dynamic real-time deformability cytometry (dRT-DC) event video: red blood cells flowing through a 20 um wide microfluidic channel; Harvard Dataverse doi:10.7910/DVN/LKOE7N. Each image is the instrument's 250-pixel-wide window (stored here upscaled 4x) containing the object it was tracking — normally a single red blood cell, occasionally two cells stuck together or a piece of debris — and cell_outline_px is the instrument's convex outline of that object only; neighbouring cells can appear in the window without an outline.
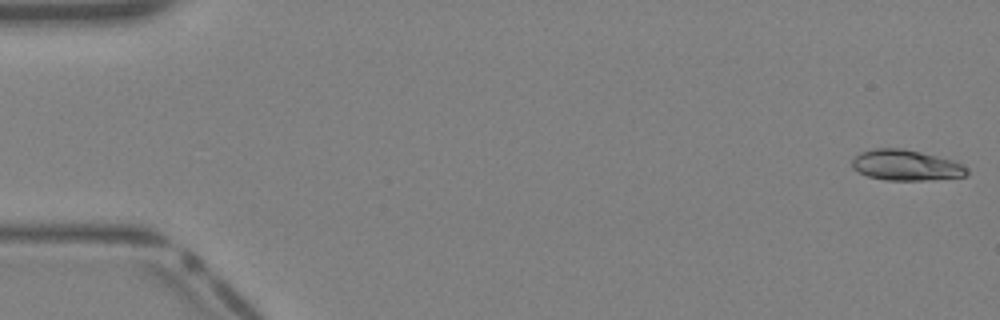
{"species": "Egyptian fruit bat (a non-hibernating species)", "species_latin": "Rousettus aegyptiacus", "temperature_condition": "warm", "stored_images_in_passage": 41, "camera_frame_rate_fps": 3000, "um_per_image_px": 0.085, "animal": {"sex": "female"}, "frame": {"image": 1, "passage_image": 1, "time_ms": 0.0, "image_size_px": [1000, 320], "cell_outline_px": [[968, 176], [924, 180], [884, 180], [868, 176], [852, 168], [852, 160], [860, 152], [872, 148], [904, 148], [952, 160], [964, 164], [968, 168]], "centroid_in_image_um": [77.02, 14.04], "position_along_channel_um": 8.0, "area_um2": 20.58}}
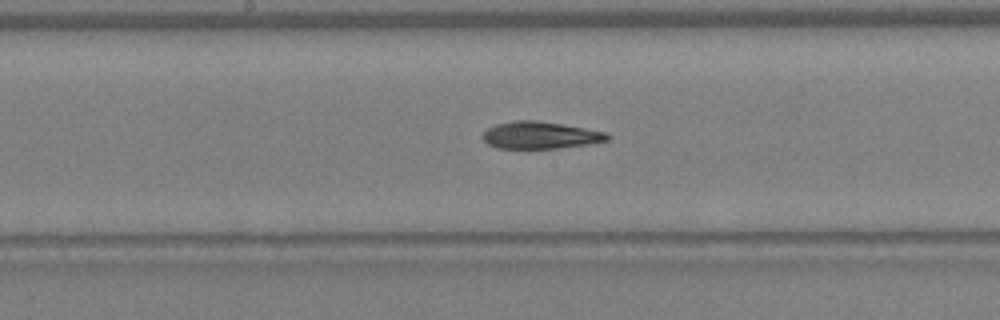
{"frame": {"image": 2, "passage_image": 21, "time_ms": 6.667, "image_size_px": [1000, 320], "cell_outline_px": [[612, 136], [608, 140], [588, 144], [556, 148], [496, 148], [488, 144], [480, 136], [488, 128], [496, 124], [516, 120], [536, 120], [608, 132]], "centroid_in_image_um": [45.92, 11.49], "position_along_channel_um": 202.3, "area_um2": 19.65}}
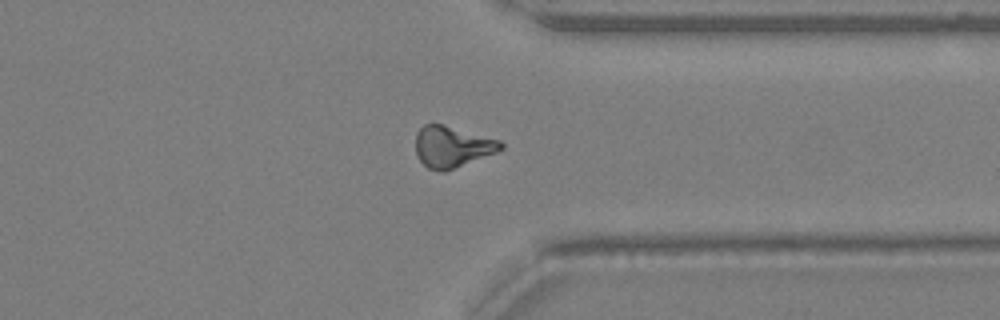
{"frame": {"image": 3, "passage_image": 31, "time_ms": 10.0, "image_size_px": [1000, 320], "cell_outline_px": [[504, 148], [496, 152], [444, 172], [440, 172], [428, 168], [420, 160], [416, 152], [416, 132], [424, 124], [444, 124], [500, 140], [504, 144]], "centroid_in_image_um": [38.43, 12.46], "position_along_channel_um": 373.0, "area_um2": 20.4}}